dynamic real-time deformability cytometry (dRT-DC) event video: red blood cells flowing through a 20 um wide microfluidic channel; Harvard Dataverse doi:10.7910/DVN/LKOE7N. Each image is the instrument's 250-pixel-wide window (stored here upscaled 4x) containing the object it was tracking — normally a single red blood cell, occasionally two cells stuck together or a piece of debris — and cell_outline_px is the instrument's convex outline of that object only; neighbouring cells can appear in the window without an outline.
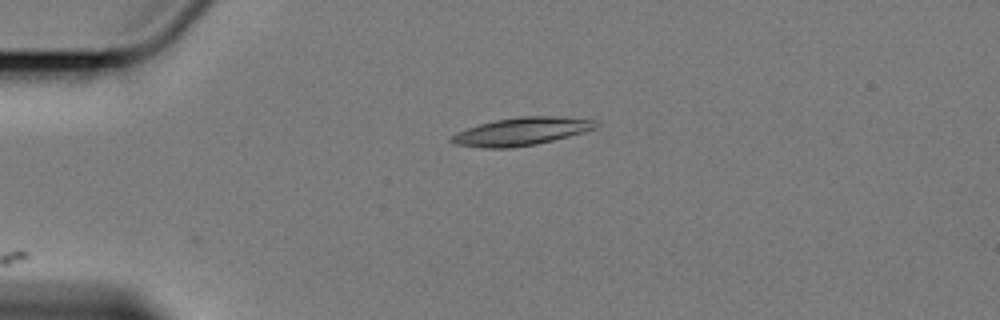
{"species": "Egyptian fruit bat (a non-hibernating species)", "species_latin": "Rousettus aegyptiacus", "temperature_condition": "cold", "stored_images_in_passage": 2, "camera_frame_rate_fps": 3000, "um_per_image_px": 0.085, "animal": {"sex": "female"}, "frame": {"image": 1, "passage_image": 2, "time_ms": 2.333, "image_size_px": [1000, 320], "cell_outline_px": [[600, 124], [596, 128], [584, 132], [536, 144], [508, 148], [484, 148], [456, 144], [448, 140], [456, 132], [480, 124], [496, 120], [520, 116], [556, 116], [596, 120]], "centroid_in_image_um": [44.34, 11.17], "position_along_channel_um": 40.7, "area_um2": 23.29}}